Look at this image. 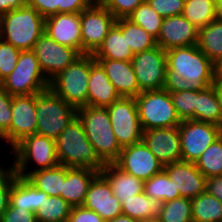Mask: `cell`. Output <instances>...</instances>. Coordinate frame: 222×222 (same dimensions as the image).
<instances>
[{"label": "cell", "instance_id": "6da1fadb", "mask_svg": "<svg viewBox=\"0 0 222 222\" xmlns=\"http://www.w3.org/2000/svg\"><path fill=\"white\" fill-rule=\"evenodd\" d=\"M167 69L164 88L168 92L203 90L213 84L216 66L197 45L166 51Z\"/></svg>", "mask_w": 222, "mask_h": 222}, {"label": "cell", "instance_id": "7a4b0ae2", "mask_svg": "<svg viewBox=\"0 0 222 222\" xmlns=\"http://www.w3.org/2000/svg\"><path fill=\"white\" fill-rule=\"evenodd\" d=\"M59 165L101 171L105 163L89 142L82 122L76 115L55 140Z\"/></svg>", "mask_w": 222, "mask_h": 222}, {"label": "cell", "instance_id": "3957f363", "mask_svg": "<svg viewBox=\"0 0 222 222\" xmlns=\"http://www.w3.org/2000/svg\"><path fill=\"white\" fill-rule=\"evenodd\" d=\"M44 29L45 18L28 4L0 16V38L21 51L33 50Z\"/></svg>", "mask_w": 222, "mask_h": 222}, {"label": "cell", "instance_id": "277c9868", "mask_svg": "<svg viewBox=\"0 0 222 222\" xmlns=\"http://www.w3.org/2000/svg\"><path fill=\"white\" fill-rule=\"evenodd\" d=\"M89 142L96 154L105 163H114L122 147L114 134L107 108L84 106L77 109Z\"/></svg>", "mask_w": 222, "mask_h": 222}, {"label": "cell", "instance_id": "5b68a950", "mask_svg": "<svg viewBox=\"0 0 222 222\" xmlns=\"http://www.w3.org/2000/svg\"><path fill=\"white\" fill-rule=\"evenodd\" d=\"M12 155L10 166L17 176L23 178L34 171L59 165L55 139L39 134L25 137L12 149Z\"/></svg>", "mask_w": 222, "mask_h": 222}, {"label": "cell", "instance_id": "8992f818", "mask_svg": "<svg viewBox=\"0 0 222 222\" xmlns=\"http://www.w3.org/2000/svg\"><path fill=\"white\" fill-rule=\"evenodd\" d=\"M95 61L92 54L81 55L50 80L49 89L75 109L87 106L88 81Z\"/></svg>", "mask_w": 222, "mask_h": 222}, {"label": "cell", "instance_id": "52a82bcc", "mask_svg": "<svg viewBox=\"0 0 222 222\" xmlns=\"http://www.w3.org/2000/svg\"><path fill=\"white\" fill-rule=\"evenodd\" d=\"M135 100L143 131L178 127L182 122L172 103L170 92L165 89L142 91Z\"/></svg>", "mask_w": 222, "mask_h": 222}, {"label": "cell", "instance_id": "ba28073f", "mask_svg": "<svg viewBox=\"0 0 222 222\" xmlns=\"http://www.w3.org/2000/svg\"><path fill=\"white\" fill-rule=\"evenodd\" d=\"M77 115V109L50 89L36 94V134L57 139Z\"/></svg>", "mask_w": 222, "mask_h": 222}, {"label": "cell", "instance_id": "9c48e42d", "mask_svg": "<svg viewBox=\"0 0 222 222\" xmlns=\"http://www.w3.org/2000/svg\"><path fill=\"white\" fill-rule=\"evenodd\" d=\"M50 81L42 72L33 50L21 51L17 65L0 84L11 96L39 94L49 89Z\"/></svg>", "mask_w": 222, "mask_h": 222}, {"label": "cell", "instance_id": "30bf717a", "mask_svg": "<svg viewBox=\"0 0 222 222\" xmlns=\"http://www.w3.org/2000/svg\"><path fill=\"white\" fill-rule=\"evenodd\" d=\"M106 108L114 134L122 148L142 140L143 130L134 97H121Z\"/></svg>", "mask_w": 222, "mask_h": 222}, {"label": "cell", "instance_id": "8fae6325", "mask_svg": "<svg viewBox=\"0 0 222 222\" xmlns=\"http://www.w3.org/2000/svg\"><path fill=\"white\" fill-rule=\"evenodd\" d=\"M116 22L113 14L98 0L80 13L82 55L93 54Z\"/></svg>", "mask_w": 222, "mask_h": 222}, {"label": "cell", "instance_id": "7c38bea8", "mask_svg": "<svg viewBox=\"0 0 222 222\" xmlns=\"http://www.w3.org/2000/svg\"><path fill=\"white\" fill-rule=\"evenodd\" d=\"M182 161L196 163L202 153L222 135V128L213 124L184 120L178 126Z\"/></svg>", "mask_w": 222, "mask_h": 222}, {"label": "cell", "instance_id": "4fadbf2b", "mask_svg": "<svg viewBox=\"0 0 222 222\" xmlns=\"http://www.w3.org/2000/svg\"><path fill=\"white\" fill-rule=\"evenodd\" d=\"M131 63L141 91L164 88L167 58L166 51L160 46L135 53Z\"/></svg>", "mask_w": 222, "mask_h": 222}, {"label": "cell", "instance_id": "5bb4252c", "mask_svg": "<svg viewBox=\"0 0 222 222\" xmlns=\"http://www.w3.org/2000/svg\"><path fill=\"white\" fill-rule=\"evenodd\" d=\"M33 51L42 72L49 81L82 55L72 47L57 43L45 32L36 41Z\"/></svg>", "mask_w": 222, "mask_h": 222}, {"label": "cell", "instance_id": "9a60e30c", "mask_svg": "<svg viewBox=\"0 0 222 222\" xmlns=\"http://www.w3.org/2000/svg\"><path fill=\"white\" fill-rule=\"evenodd\" d=\"M36 94L12 96V121L4 133L10 151L25 137L36 134Z\"/></svg>", "mask_w": 222, "mask_h": 222}, {"label": "cell", "instance_id": "2e32d148", "mask_svg": "<svg viewBox=\"0 0 222 222\" xmlns=\"http://www.w3.org/2000/svg\"><path fill=\"white\" fill-rule=\"evenodd\" d=\"M114 164L123 172L143 181L160 173L164 165L155 157L141 140L130 146L123 147L119 158Z\"/></svg>", "mask_w": 222, "mask_h": 222}, {"label": "cell", "instance_id": "e0dca14e", "mask_svg": "<svg viewBox=\"0 0 222 222\" xmlns=\"http://www.w3.org/2000/svg\"><path fill=\"white\" fill-rule=\"evenodd\" d=\"M142 141L163 165L182 161L178 127L145 130Z\"/></svg>", "mask_w": 222, "mask_h": 222}, {"label": "cell", "instance_id": "ac0fdd59", "mask_svg": "<svg viewBox=\"0 0 222 222\" xmlns=\"http://www.w3.org/2000/svg\"><path fill=\"white\" fill-rule=\"evenodd\" d=\"M83 207L98 213L105 222L122 214L121 203L101 173L92 180Z\"/></svg>", "mask_w": 222, "mask_h": 222}, {"label": "cell", "instance_id": "d6986e66", "mask_svg": "<svg viewBox=\"0 0 222 222\" xmlns=\"http://www.w3.org/2000/svg\"><path fill=\"white\" fill-rule=\"evenodd\" d=\"M163 170L171 179L175 193L181 197L193 199L205 192L206 177L198 170L195 163L179 161L164 165Z\"/></svg>", "mask_w": 222, "mask_h": 222}, {"label": "cell", "instance_id": "ffe728a7", "mask_svg": "<svg viewBox=\"0 0 222 222\" xmlns=\"http://www.w3.org/2000/svg\"><path fill=\"white\" fill-rule=\"evenodd\" d=\"M199 29L183 15L170 16L163 19L157 45L167 51L175 47L197 45Z\"/></svg>", "mask_w": 222, "mask_h": 222}, {"label": "cell", "instance_id": "44dd1931", "mask_svg": "<svg viewBox=\"0 0 222 222\" xmlns=\"http://www.w3.org/2000/svg\"><path fill=\"white\" fill-rule=\"evenodd\" d=\"M44 32L57 43L82 54L80 13H58L45 18Z\"/></svg>", "mask_w": 222, "mask_h": 222}, {"label": "cell", "instance_id": "7402d4cb", "mask_svg": "<svg viewBox=\"0 0 222 222\" xmlns=\"http://www.w3.org/2000/svg\"><path fill=\"white\" fill-rule=\"evenodd\" d=\"M95 60L105 69L106 75L121 97L135 98L142 92L139 89L131 61L112 59Z\"/></svg>", "mask_w": 222, "mask_h": 222}, {"label": "cell", "instance_id": "603a6c76", "mask_svg": "<svg viewBox=\"0 0 222 222\" xmlns=\"http://www.w3.org/2000/svg\"><path fill=\"white\" fill-rule=\"evenodd\" d=\"M121 98L110 82L102 65L95 61L91 65L88 81L87 106L106 108Z\"/></svg>", "mask_w": 222, "mask_h": 222}, {"label": "cell", "instance_id": "cb8c5ba5", "mask_svg": "<svg viewBox=\"0 0 222 222\" xmlns=\"http://www.w3.org/2000/svg\"><path fill=\"white\" fill-rule=\"evenodd\" d=\"M92 55L95 59L131 61L134 53L126 41V18L116 19L108 35Z\"/></svg>", "mask_w": 222, "mask_h": 222}, {"label": "cell", "instance_id": "d4e9b609", "mask_svg": "<svg viewBox=\"0 0 222 222\" xmlns=\"http://www.w3.org/2000/svg\"><path fill=\"white\" fill-rule=\"evenodd\" d=\"M99 173L94 169L65 166V181L61 197L71 207L83 206L89 186Z\"/></svg>", "mask_w": 222, "mask_h": 222}, {"label": "cell", "instance_id": "484cf974", "mask_svg": "<svg viewBox=\"0 0 222 222\" xmlns=\"http://www.w3.org/2000/svg\"><path fill=\"white\" fill-rule=\"evenodd\" d=\"M100 173L108 180L120 203L143 192L144 181L123 172L114 163H107Z\"/></svg>", "mask_w": 222, "mask_h": 222}, {"label": "cell", "instance_id": "4316f807", "mask_svg": "<svg viewBox=\"0 0 222 222\" xmlns=\"http://www.w3.org/2000/svg\"><path fill=\"white\" fill-rule=\"evenodd\" d=\"M41 203L42 191L37 189L26 178L16 176L9 195V205L36 213Z\"/></svg>", "mask_w": 222, "mask_h": 222}, {"label": "cell", "instance_id": "83f0119b", "mask_svg": "<svg viewBox=\"0 0 222 222\" xmlns=\"http://www.w3.org/2000/svg\"><path fill=\"white\" fill-rule=\"evenodd\" d=\"M198 48L217 66L222 60V20H213L199 29Z\"/></svg>", "mask_w": 222, "mask_h": 222}, {"label": "cell", "instance_id": "f1b7e54d", "mask_svg": "<svg viewBox=\"0 0 222 222\" xmlns=\"http://www.w3.org/2000/svg\"><path fill=\"white\" fill-rule=\"evenodd\" d=\"M195 120L222 128V110L213 85L197 91Z\"/></svg>", "mask_w": 222, "mask_h": 222}, {"label": "cell", "instance_id": "f546056e", "mask_svg": "<svg viewBox=\"0 0 222 222\" xmlns=\"http://www.w3.org/2000/svg\"><path fill=\"white\" fill-rule=\"evenodd\" d=\"M26 179L48 196H61L65 181V166L41 169L30 173Z\"/></svg>", "mask_w": 222, "mask_h": 222}, {"label": "cell", "instance_id": "4dcf8cb0", "mask_svg": "<svg viewBox=\"0 0 222 222\" xmlns=\"http://www.w3.org/2000/svg\"><path fill=\"white\" fill-rule=\"evenodd\" d=\"M122 214L128 215L138 221L152 217H159L162 202L149 198L144 192L123 200Z\"/></svg>", "mask_w": 222, "mask_h": 222}, {"label": "cell", "instance_id": "1f68e13d", "mask_svg": "<svg viewBox=\"0 0 222 222\" xmlns=\"http://www.w3.org/2000/svg\"><path fill=\"white\" fill-rule=\"evenodd\" d=\"M71 206L61 196H48L42 191V203L36 211L37 222H68Z\"/></svg>", "mask_w": 222, "mask_h": 222}, {"label": "cell", "instance_id": "d6a6232c", "mask_svg": "<svg viewBox=\"0 0 222 222\" xmlns=\"http://www.w3.org/2000/svg\"><path fill=\"white\" fill-rule=\"evenodd\" d=\"M193 222H222V202L206 191L191 199Z\"/></svg>", "mask_w": 222, "mask_h": 222}, {"label": "cell", "instance_id": "836d02e7", "mask_svg": "<svg viewBox=\"0 0 222 222\" xmlns=\"http://www.w3.org/2000/svg\"><path fill=\"white\" fill-rule=\"evenodd\" d=\"M216 0H185L182 15L198 29L216 19Z\"/></svg>", "mask_w": 222, "mask_h": 222}, {"label": "cell", "instance_id": "e575fe53", "mask_svg": "<svg viewBox=\"0 0 222 222\" xmlns=\"http://www.w3.org/2000/svg\"><path fill=\"white\" fill-rule=\"evenodd\" d=\"M143 192L162 203L181 197L180 193H175V187L164 170L144 181Z\"/></svg>", "mask_w": 222, "mask_h": 222}, {"label": "cell", "instance_id": "d590c367", "mask_svg": "<svg viewBox=\"0 0 222 222\" xmlns=\"http://www.w3.org/2000/svg\"><path fill=\"white\" fill-rule=\"evenodd\" d=\"M195 164L206 178L222 175V135L208 146Z\"/></svg>", "mask_w": 222, "mask_h": 222}, {"label": "cell", "instance_id": "8d00e7d4", "mask_svg": "<svg viewBox=\"0 0 222 222\" xmlns=\"http://www.w3.org/2000/svg\"><path fill=\"white\" fill-rule=\"evenodd\" d=\"M133 23L141 26L156 39L160 33L163 17L145 0L128 17Z\"/></svg>", "mask_w": 222, "mask_h": 222}, {"label": "cell", "instance_id": "74e56055", "mask_svg": "<svg viewBox=\"0 0 222 222\" xmlns=\"http://www.w3.org/2000/svg\"><path fill=\"white\" fill-rule=\"evenodd\" d=\"M191 199L180 197L162 203L159 219L161 222H193Z\"/></svg>", "mask_w": 222, "mask_h": 222}, {"label": "cell", "instance_id": "f35d334b", "mask_svg": "<svg viewBox=\"0 0 222 222\" xmlns=\"http://www.w3.org/2000/svg\"><path fill=\"white\" fill-rule=\"evenodd\" d=\"M126 41L134 54L158 46L154 36L128 18H126Z\"/></svg>", "mask_w": 222, "mask_h": 222}, {"label": "cell", "instance_id": "ab89813d", "mask_svg": "<svg viewBox=\"0 0 222 222\" xmlns=\"http://www.w3.org/2000/svg\"><path fill=\"white\" fill-rule=\"evenodd\" d=\"M170 95L180 120H195L197 90L171 92Z\"/></svg>", "mask_w": 222, "mask_h": 222}, {"label": "cell", "instance_id": "60d3db41", "mask_svg": "<svg viewBox=\"0 0 222 222\" xmlns=\"http://www.w3.org/2000/svg\"><path fill=\"white\" fill-rule=\"evenodd\" d=\"M20 53L11 43L0 39V83L14 70Z\"/></svg>", "mask_w": 222, "mask_h": 222}, {"label": "cell", "instance_id": "b9f144b4", "mask_svg": "<svg viewBox=\"0 0 222 222\" xmlns=\"http://www.w3.org/2000/svg\"><path fill=\"white\" fill-rule=\"evenodd\" d=\"M116 19L127 18L145 0H98Z\"/></svg>", "mask_w": 222, "mask_h": 222}, {"label": "cell", "instance_id": "7bdbcfd3", "mask_svg": "<svg viewBox=\"0 0 222 222\" xmlns=\"http://www.w3.org/2000/svg\"><path fill=\"white\" fill-rule=\"evenodd\" d=\"M16 176L14 169L10 165L0 173V219L8 208L9 195Z\"/></svg>", "mask_w": 222, "mask_h": 222}, {"label": "cell", "instance_id": "ee69618b", "mask_svg": "<svg viewBox=\"0 0 222 222\" xmlns=\"http://www.w3.org/2000/svg\"><path fill=\"white\" fill-rule=\"evenodd\" d=\"M163 18L182 15L185 0H146Z\"/></svg>", "mask_w": 222, "mask_h": 222}, {"label": "cell", "instance_id": "f6af8a7d", "mask_svg": "<svg viewBox=\"0 0 222 222\" xmlns=\"http://www.w3.org/2000/svg\"><path fill=\"white\" fill-rule=\"evenodd\" d=\"M12 121V96L0 84V131L4 134Z\"/></svg>", "mask_w": 222, "mask_h": 222}, {"label": "cell", "instance_id": "bcb514c9", "mask_svg": "<svg viewBox=\"0 0 222 222\" xmlns=\"http://www.w3.org/2000/svg\"><path fill=\"white\" fill-rule=\"evenodd\" d=\"M0 222H37L35 213L8 205L7 210L1 216Z\"/></svg>", "mask_w": 222, "mask_h": 222}, {"label": "cell", "instance_id": "7dc6e473", "mask_svg": "<svg viewBox=\"0 0 222 222\" xmlns=\"http://www.w3.org/2000/svg\"><path fill=\"white\" fill-rule=\"evenodd\" d=\"M68 222H105L101 216L92 211L84 208L83 206L72 207Z\"/></svg>", "mask_w": 222, "mask_h": 222}, {"label": "cell", "instance_id": "c3c4849f", "mask_svg": "<svg viewBox=\"0 0 222 222\" xmlns=\"http://www.w3.org/2000/svg\"><path fill=\"white\" fill-rule=\"evenodd\" d=\"M95 0H57L58 13H81Z\"/></svg>", "mask_w": 222, "mask_h": 222}, {"label": "cell", "instance_id": "681fc988", "mask_svg": "<svg viewBox=\"0 0 222 222\" xmlns=\"http://www.w3.org/2000/svg\"><path fill=\"white\" fill-rule=\"evenodd\" d=\"M27 4L44 18L58 14L57 0H27Z\"/></svg>", "mask_w": 222, "mask_h": 222}, {"label": "cell", "instance_id": "f907efd6", "mask_svg": "<svg viewBox=\"0 0 222 222\" xmlns=\"http://www.w3.org/2000/svg\"><path fill=\"white\" fill-rule=\"evenodd\" d=\"M205 191L222 202V175L207 178Z\"/></svg>", "mask_w": 222, "mask_h": 222}, {"label": "cell", "instance_id": "816d5d0a", "mask_svg": "<svg viewBox=\"0 0 222 222\" xmlns=\"http://www.w3.org/2000/svg\"><path fill=\"white\" fill-rule=\"evenodd\" d=\"M27 4V0H0V16L12 10L20 9Z\"/></svg>", "mask_w": 222, "mask_h": 222}, {"label": "cell", "instance_id": "f5cc1de1", "mask_svg": "<svg viewBox=\"0 0 222 222\" xmlns=\"http://www.w3.org/2000/svg\"><path fill=\"white\" fill-rule=\"evenodd\" d=\"M212 85L216 91V94L218 96V100L221 106V110H222V76L216 74Z\"/></svg>", "mask_w": 222, "mask_h": 222}, {"label": "cell", "instance_id": "db71d44e", "mask_svg": "<svg viewBox=\"0 0 222 222\" xmlns=\"http://www.w3.org/2000/svg\"><path fill=\"white\" fill-rule=\"evenodd\" d=\"M106 222H139L136 219H133L132 217L125 215V214H121L113 219H110Z\"/></svg>", "mask_w": 222, "mask_h": 222}, {"label": "cell", "instance_id": "11a10c76", "mask_svg": "<svg viewBox=\"0 0 222 222\" xmlns=\"http://www.w3.org/2000/svg\"><path fill=\"white\" fill-rule=\"evenodd\" d=\"M216 19L222 20V0H216Z\"/></svg>", "mask_w": 222, "mask_h": 222}, {"label": "cell", "instance_id": "9f6ffc18", "mask_svg": "<svg viewBox=\"0 0 222 222\" xmlns=\"http://www.w3.org/2000/svg\"><path fill=\"white\" fill-rule=\"evenodd\" d=\"M139 222H161V220L159 219V217H152V218L140 220Z\"/></svg>", "mask_w": 222, "mask_h": 222}, {"label": "cell", "instance_id": "6f0895ef", "mask_svg": "<svg viewBox=\"0 0 222 222\" xmlns=\"http://www.w3.org/2000/svg\"><path fill=\"white\" fill-rule=\"evenodd\" d=\"M216 74L222 76V60L216 66Z\"/></svg>", "mask_w": 222, "mask_h": 222}, {"label": "cell", "instance_id": "680465c9", "mask_svg": "<svg viewBox=\"0 0 222 222\" xmlns=\"http://www.w3.org/2000/svg\"><path fill=\"white\" fill-rule=\"evenodd\" d=\"M0 140H3L6 143V139L4 137V134L1 131H0Z\"/></svg>", "mask_w": 222, "mask_h": 222}, {"label": "cell", "instance_id": "91938a15", "mask_svg": "<svg viewBox=\"0 0 222 222\" xmlns=\"http://www.w3.org/2000/svg\"><path fill=\"white\" fill-rule=\"evenodd\" d=\"M5 164L2 165V161L0 162V169H6V166H4Z\"/></svg>", "mask_w": 222, "mask_h": 222}]
</instances>
